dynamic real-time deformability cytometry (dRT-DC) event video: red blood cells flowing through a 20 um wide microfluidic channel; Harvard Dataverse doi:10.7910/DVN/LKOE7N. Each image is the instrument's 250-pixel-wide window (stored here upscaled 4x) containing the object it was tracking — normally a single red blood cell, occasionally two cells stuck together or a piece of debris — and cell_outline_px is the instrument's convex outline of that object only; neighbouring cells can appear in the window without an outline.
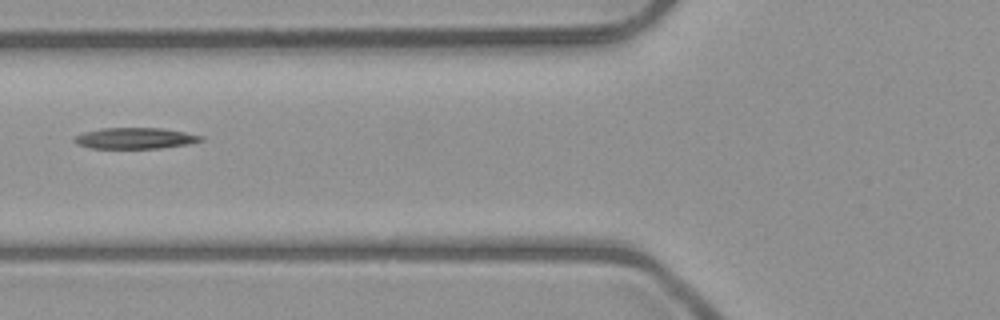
{"species": "common noctule bat (a hibernating species)", "species_latin": "Nyctalus noctula", "temperature_condition": "room temperature", "stored_images_in_passage": 4, "camera_frame_rate_fps": 3000, "um_per_image_px": 0.085, "animal": {"sex": "male", "body_mass_g": 23.1, "forearm_length_mm": 52.7}, "frame": {"image": 1, "passage_image": 4, "time_ms": 4.333, "image_size_px": [1000, 320], "cell_outline_px": [[204, 140], [188, 144], [160, 148], [92, 148], [76, 144], [72, 140], [76, 136], [84, 132], [100, 128], [160, 128], [184, 132], [204, 136]], "centroid_in_image_um": [11.48, 11.75], "position_along_channel_um": 114.3, "area_um2": 15.49}}